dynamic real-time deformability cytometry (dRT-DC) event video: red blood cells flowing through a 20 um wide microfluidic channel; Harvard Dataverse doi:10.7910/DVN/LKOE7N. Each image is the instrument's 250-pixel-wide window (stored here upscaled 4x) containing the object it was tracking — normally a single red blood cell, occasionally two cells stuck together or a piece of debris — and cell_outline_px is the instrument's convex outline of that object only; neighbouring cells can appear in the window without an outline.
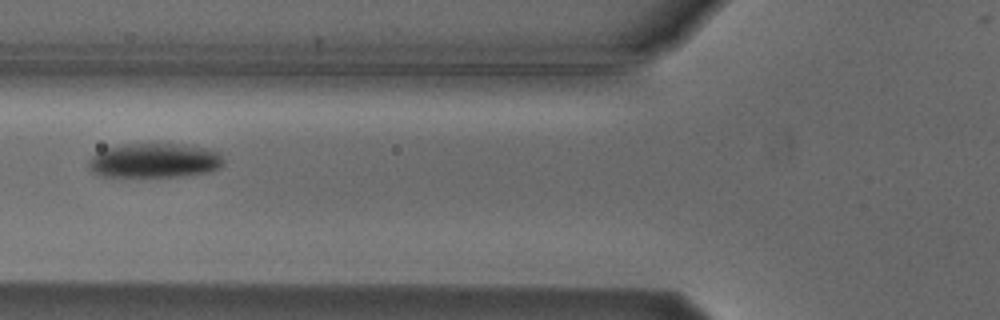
{"species": "Egyptian fruit bat (a non-hibernating species)", "species_latin": "Rousettus aegyptiacus", "temperature_condition": "cold", "stored_images_in_passage": 4, "camera_frame_rate_fps": 3000, "um_per_image_px": 0.085, "animal": {"sex": "male"}, "frame": {"image": 1, "passage_image": 2, "time_ms": 1.333, "image_size_px": [1000, 320], "cell_outline_px": [[224, 164], [208, 172], [184, 176], [100, 176], [92, 172], [88, 168], [88, 160], [92, 156], [104, 148], [124, 144], [176, 144], [200, 148], [216, 152], [224, 160]], "centroid_in_image_um": [13.05, 13.65], "position_along_channel_um": 112.8, "area_um2": 26.76}}
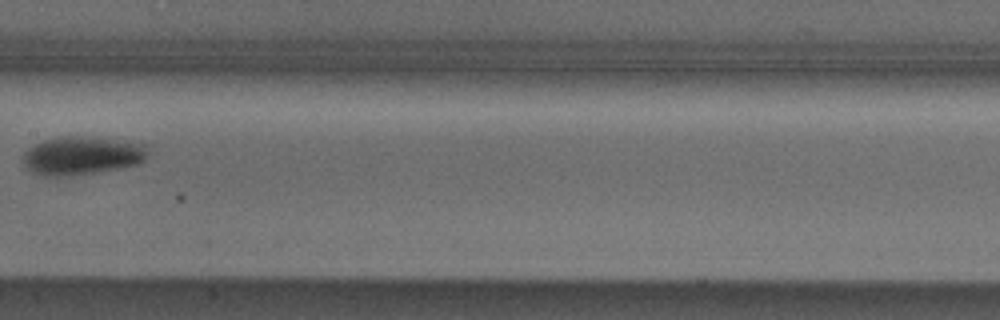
{"frame": {"image": 2, "passage_image": 4, "time_ms": 3.667, "image_size_px": [1000, 320], "cell_outline_px": [[148, 156], [144, 160], [136, 164], [96, 172], [72, 176], [44, 176], [32, 172], [24, 168], [24, 152], [28, 148], [44, 140], [64, 136], [80, 136], [144, 144], [148, 152]], "centroid_in_image_um": [6.91, 13.24], "position_along_channel_um": 200.5, "area_um2": 27.51}}